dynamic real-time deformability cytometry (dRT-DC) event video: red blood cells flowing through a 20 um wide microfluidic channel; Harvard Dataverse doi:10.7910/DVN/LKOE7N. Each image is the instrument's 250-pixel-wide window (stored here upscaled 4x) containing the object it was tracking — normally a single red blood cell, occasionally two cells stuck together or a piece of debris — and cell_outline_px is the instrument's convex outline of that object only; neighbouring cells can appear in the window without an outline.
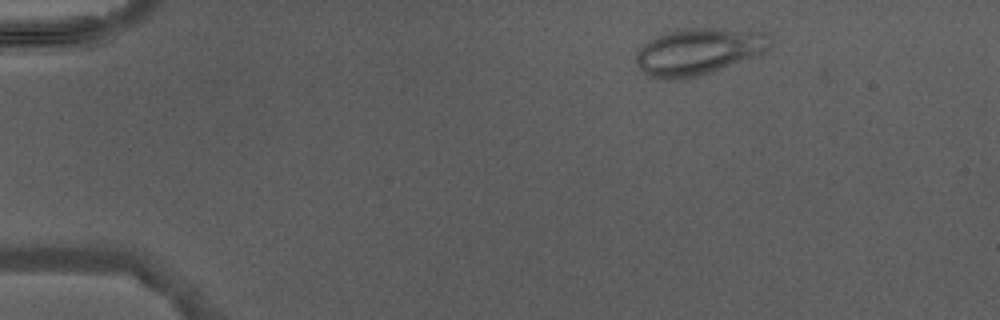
{"species": "Egyptian fruit bat (a non-hibernating species)", "species_latin": "Rousettus aegyptiacus", "temperature_condition": "warm", "stored_images_in_passage": 6, "camera_frame_rate_fps": 3000, "um_per_image_px": 0.085, "animal": {"sex": "male"}, "frame": {"image": 1, "passage_image": 2, "time_ms": 1.0, "image_size_px": [1000, 320], "cell_outline_px": [[772, 44], [768, 52], [712, 72], [700, 76], [676, 80], [660, 80], [648, 76], [636, 64], [636, 52], [644, 44], [656, 36], [680, 28], [720, 28], [764, 32], [768, 36]], "centroid_in_image_um": [59.38, 4.39], "position_along_channel_um": 25.6, "area_um2": 36.93}}